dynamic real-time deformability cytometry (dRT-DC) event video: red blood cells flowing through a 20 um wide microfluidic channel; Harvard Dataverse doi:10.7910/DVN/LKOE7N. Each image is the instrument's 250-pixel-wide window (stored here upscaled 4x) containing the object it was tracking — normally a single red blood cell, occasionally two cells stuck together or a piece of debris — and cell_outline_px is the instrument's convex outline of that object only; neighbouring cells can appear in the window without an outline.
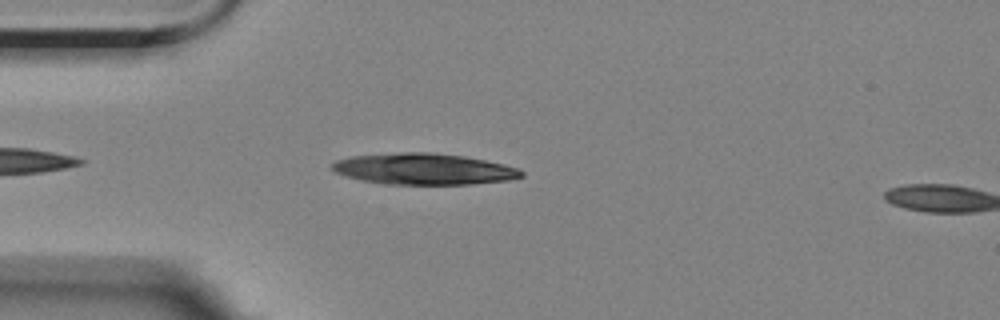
{"species": "Egyptian fruit bat (a non-hibernating species)", "species_latin": "Rousettus aegyptiacus", "temperature_condition": "room temperature", "stored_images_in_passage": 5, "segment_of_instrument_passage": [1, 2], "camera_frame_rate_fps": 3000, "um_per_image_px": 0.085, "animal": {"sex": "female"}, "frame": {"image": 1, "passage_image": 4, "time_ms": 4.0, "image_size_px": [1000, 320], "cell_outline_px": [[524, 176], [508, 180], [468, 184], [388, 184], [364, 180], [348, 176], [336, 172], [332, 168], [332, 164], [336, 160], [348, 156], [400, 152], [432, 152], [464, 156], [504, 164], [520, 168], [524, 172]], "centroid_in_image_um": [36.05, 14.35], "position_along_channel_um": 48.9, "area_um2": 34.33}}